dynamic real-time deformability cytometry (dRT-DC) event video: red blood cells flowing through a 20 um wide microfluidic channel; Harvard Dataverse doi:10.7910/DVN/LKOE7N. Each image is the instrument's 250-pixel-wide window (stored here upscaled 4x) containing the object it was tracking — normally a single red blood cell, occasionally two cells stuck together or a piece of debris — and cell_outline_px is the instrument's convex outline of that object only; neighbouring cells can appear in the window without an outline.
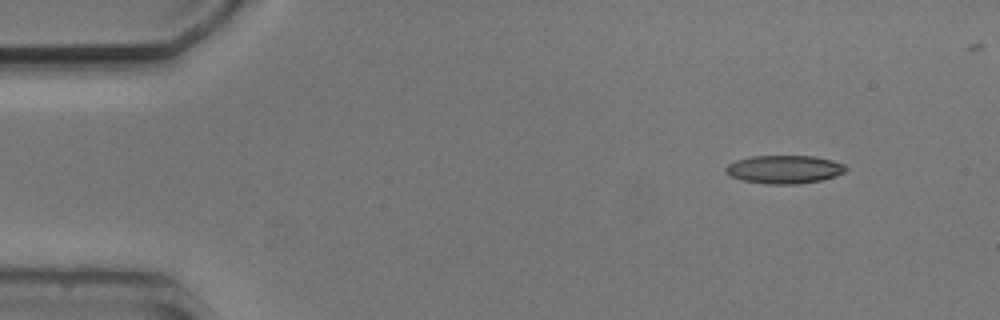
{"species": "common noctule bat (a hibernating species)", "species_latin": "Nyctalus noctula", "temperature_condition": "cold", "stored_images_in_passage": 7, "camera_frame_rate_fps": 3000, "um_per_image_px": 0.085, "animal": {"sex": "male", "body_mass_g": 20.5, "forearm_length_mm": 52.5}, "frame": {"image": 1, "passage_image": 1, "time_ms": 0.0, "image_size_px": [1000, 320], "cell_outline_px": [[848, 168], [844, 172], [836, 176], [820, 180], [796, 184], [768, 184], [740, 180], [724, 172], [724, 168], [728, 164], [736, 160], [752, 156], [816, 156], [832, 160], [844, 164]], "centroid_in_image_um": [66.66, 14.39], "position_along_channel_um": 18.3, "area_um2": 19.83}}
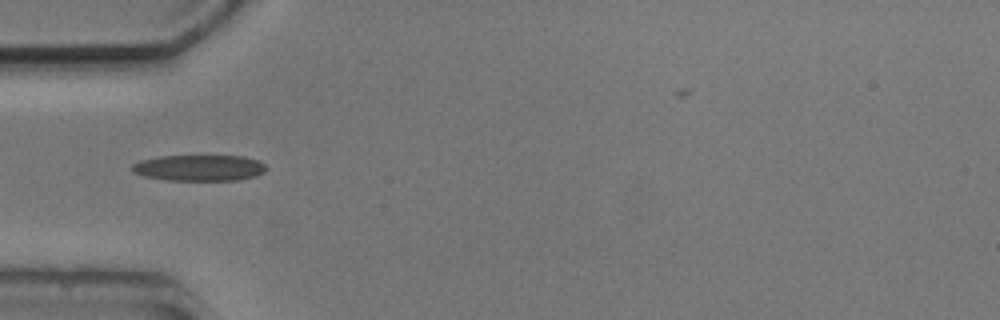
{"frame": {"image": 2, "passage_image": 4, "time_ms": 3.667, "image_size_px": [1000, 320], "cell_outline_px": [[268, 168], [264, 172], [256, 176], [240, 180], [168, 180], [144, 176], [132, 172], [132, 164], [140, 160], [156, 156], [244, 156], [256, 160], [264, 164]], "centroid_in_image_um": [16.93, 14.27], "position_along_channel_um": 68.1, "area_um2": 20.46}}